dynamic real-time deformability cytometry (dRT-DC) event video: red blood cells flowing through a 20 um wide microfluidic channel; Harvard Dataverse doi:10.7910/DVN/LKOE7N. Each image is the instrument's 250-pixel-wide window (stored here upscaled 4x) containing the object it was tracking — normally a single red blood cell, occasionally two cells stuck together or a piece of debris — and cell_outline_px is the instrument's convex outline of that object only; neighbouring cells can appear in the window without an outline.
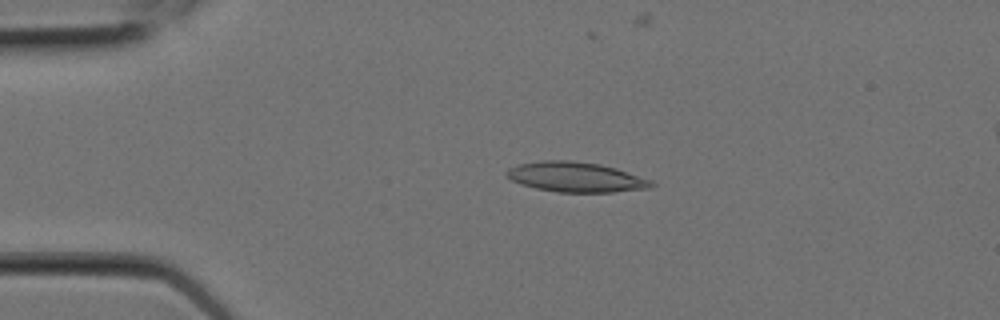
{"species": "Egyptian fruit bat (a non-hibernating species)", "species_latin": "Rousettus aegyptiacus", "temperature_condition": "room temperature", "stored_images_in_passage": 4, "camera_frame_rate_fps": 3000, "um_per_image_px": 0.085, "animal": {"sex": "female"}, "frame": {"image": 1, "passage_image": 4, "time_ms": 1.0, "image_size_px": [1000, 320], "cell_outline_px": [[628, 176], [624, 188], [584, 192], [580, 192], [548, 188], [532, 184], [592, 168], [608, 168], [620, 172]], "centroid_in_image_um": [49.96, 15.37], "position_along_channel_um": 35.0, "area_um2": 10.64}}